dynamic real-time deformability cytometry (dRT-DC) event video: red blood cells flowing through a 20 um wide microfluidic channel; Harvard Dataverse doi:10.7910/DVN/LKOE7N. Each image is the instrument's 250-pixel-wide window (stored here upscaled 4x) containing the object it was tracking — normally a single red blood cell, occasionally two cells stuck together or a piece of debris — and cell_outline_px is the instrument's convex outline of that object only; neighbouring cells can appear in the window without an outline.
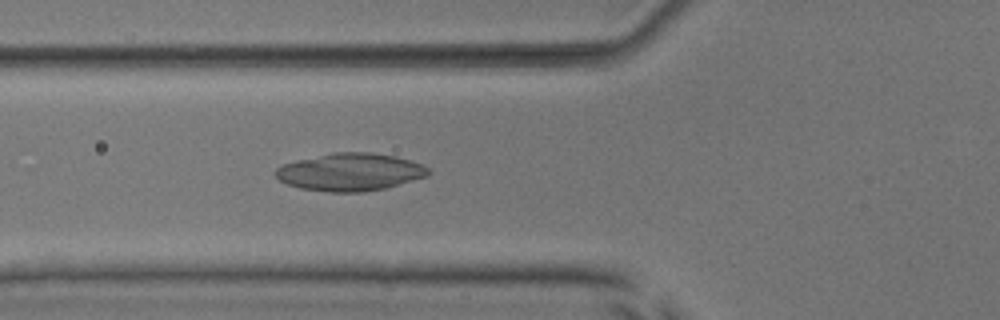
{"species": "common noctule bat (a hibernating species)", "species_latin": "Nyctalus noctula", "temperature_condition": "room temperature", "stored_images_in_passage": 51, "camera_frame_rate_fps": 3000, "um_per_image_px": 0.085, "animal": {"sex": "male", "body_mass_g": 17.9, "forearm_length_mm": 54.2}, "frame": {"image": 1, "passage_image": 19, "time_ms": 6.0, "image_size_px": [1000, 320], "cell_outline_px": [[432, 172], [428, 176], [384, 188], [364, 192], [328, 192], [300, 188], [288, 184], [280, 180], [272, 172], [276, 168], [284, 164], [332, 152], [372, 152], [396, 156], [412, 160], [428, 168]], "centroid_in_image_um": [29.78, 14.62], "position_along_channel_um": 96.0, "area_um2": 33.47}}
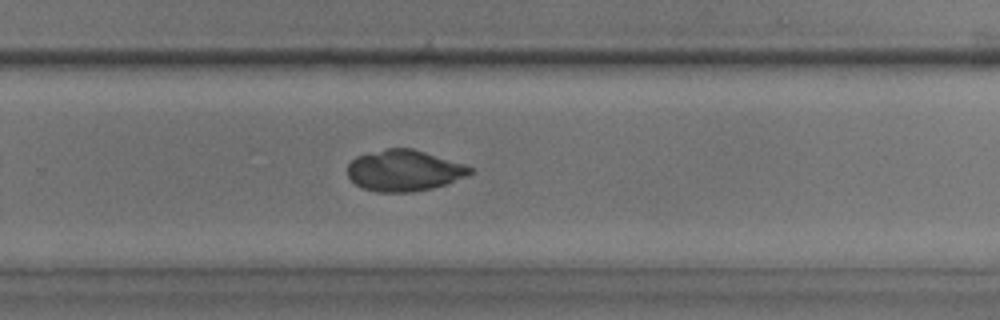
{"frame": {"image": 2, "passage_image": 34, "time_ms": 11.0, "image_size_px": [1000, 320], "cell_outline_px": [[476, 172], [448, 184], [432, 188], [412, 192], [376, 192], [364, 188], [356, 184], [348, 176], [348, 164], [356, 156], [388, 148], [412, 148], [464, 164], [476, 168]], "centroid_in_image_um": [34.4, 14.5], "position_along_channel_um": 295.4, "area_um2": 29.48}}
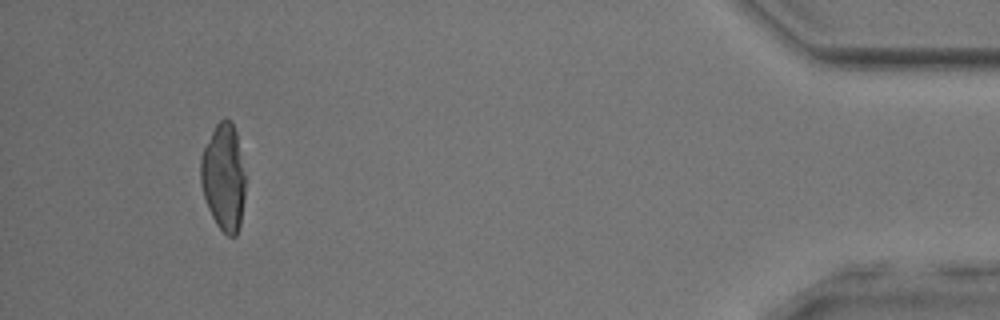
{"frame": {"image": 3, "passage_image": 48, "time_ms": 15.667, "image_size_px": [1000, 320], "cell_outline_px": [[244, 200], [240, 224], [236, 236], [228, 236], [216, 224], [208, 208], [200, 184], [200, 160], [204, 148], [216, 124], [224, 116], [232, 120], [236, 132], [244, 172]], "centroid_in_image_um": [19.0, 15.05], "position_along_channel_um": 416.2, "area_um2": 27.74}}